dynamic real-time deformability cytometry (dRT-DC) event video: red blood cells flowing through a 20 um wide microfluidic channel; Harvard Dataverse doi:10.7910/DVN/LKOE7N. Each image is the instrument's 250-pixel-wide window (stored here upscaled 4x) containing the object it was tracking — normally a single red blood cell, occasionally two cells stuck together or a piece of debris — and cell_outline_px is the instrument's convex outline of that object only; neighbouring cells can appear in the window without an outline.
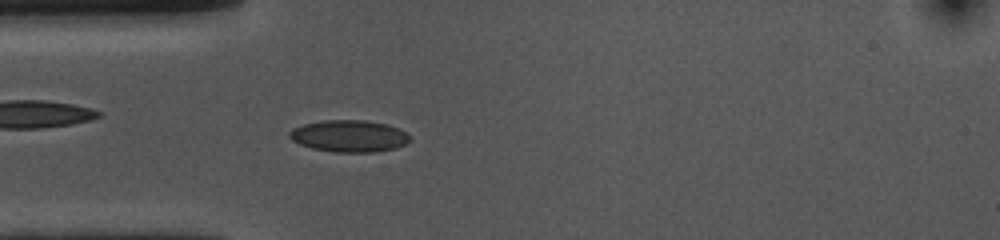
{"species": "common noctule bat (a hibernating species)", "species_latin": "Nyctalus noctula", "temperature_condition": "cold", "stored_images_in_passage": 29, "camera_frame_rate_fps": 3000, "um_per_image_px": 0.085, "animal": {"sex": "female", "body_mass_g": 10.0, "forearm_length_mm": 53.1}, "frame": {"image": 1, "passage_image": 5, "time_ms": 1.333, "image_size_px": [1000, 240], "cell_outline_px": [[412, 140], [396, 148], [372, 152], [336, 152], [312, 148], [300, 144], [292, 140], [288, 136], [288, 132], [292, 128], [304, 124], [324, 120], [364, 120], [388, 124], [412, 136]], "centroid_in_image_um": [29.67, 11.56], "position_along_channel_um": 55.3, "area_um2": 22.37}}